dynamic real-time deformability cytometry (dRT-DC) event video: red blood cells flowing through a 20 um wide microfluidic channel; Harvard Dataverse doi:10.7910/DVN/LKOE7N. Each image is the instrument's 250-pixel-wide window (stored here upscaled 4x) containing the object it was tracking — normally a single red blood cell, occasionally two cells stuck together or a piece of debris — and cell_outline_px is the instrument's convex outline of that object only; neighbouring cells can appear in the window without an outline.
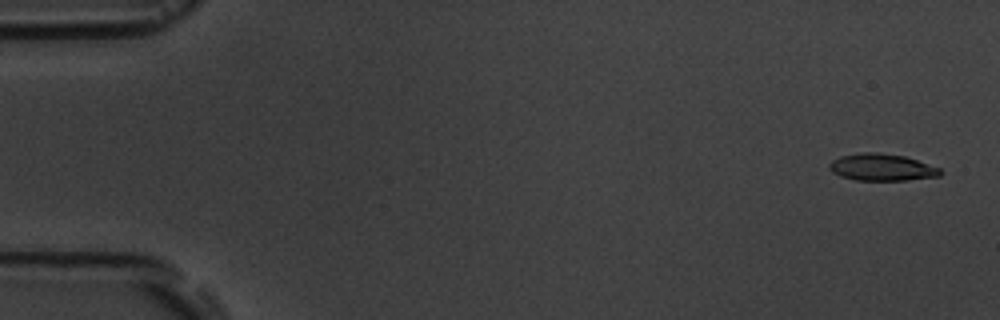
{"species": "common noctule bat (a hibernating species)", "species_latin": "Nyctalus noctula", "temperature_condition": "room temperature", "stored_images_in_passage": 6, "camera_frame_rate_fps": 3000, "um_per_image_px": 0.085, "animal": {"sex": "male", "body_mass_g": 19.5, "forearm_length_mm": 54.6}, "frame": {"image": 1, "passage_image": 1, "time_ms": 0.0, "image_size_px": [1000, 320], "cell_outline_px": [[944, 172], [940, 176], [908, 180], [856, 180], [840, 176], [832, 172], [828, 168], [828, 164], [832, 160], [840, 156], [860, 152], [876, 152], [904, 156], [940, 168]], "centroid_in_image_um": [74.94, 14.22], "position_along_channel_um": 10.1, "area_um2": 17.51}}